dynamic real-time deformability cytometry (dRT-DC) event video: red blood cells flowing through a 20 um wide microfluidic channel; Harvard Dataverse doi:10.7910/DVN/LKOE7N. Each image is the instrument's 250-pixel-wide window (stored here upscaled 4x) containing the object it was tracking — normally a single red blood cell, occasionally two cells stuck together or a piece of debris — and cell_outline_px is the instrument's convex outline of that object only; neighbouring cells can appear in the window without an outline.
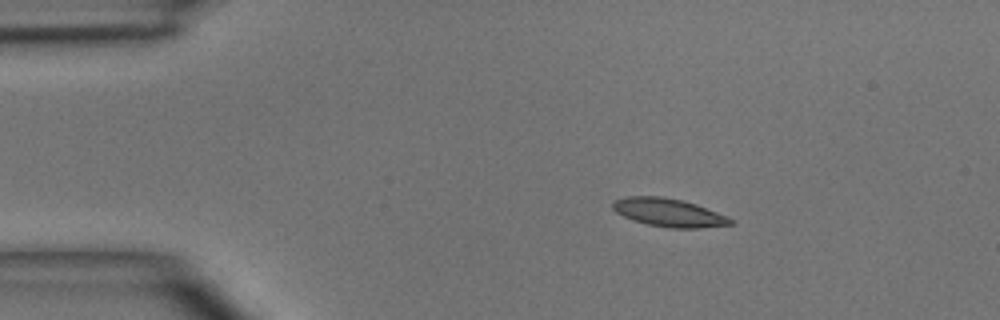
{"species": "common noctule bat (a hibernating species)", "species_latin": "Nyctalus noctula", "temperature_condition": "room temperature", "stored_images_in_passage": 3, "camera_frame_rate_fps": 3000, "um_per_image_px": 0.085, "animal": {"sex": "male", "body_mass_g": 15.6}, "frame": {"image": 1, "passage_image": 1, "time_ms": 0.0, "image_size_px": [1000, 320], "cell_outline_px": [[732, 224], [696, 228], [668, 228], [648, 224], [632, 220], [616, 212], [612, 208], [612, 204], [616, 200], [628, 196], [660, 196], [680, 200], [696, 204], [728, 216], [732, 220]], "centroid_in_image_um": [56.83, 18.07], "position_along_channel_um": 28.2, "area_um2": 19.13}}
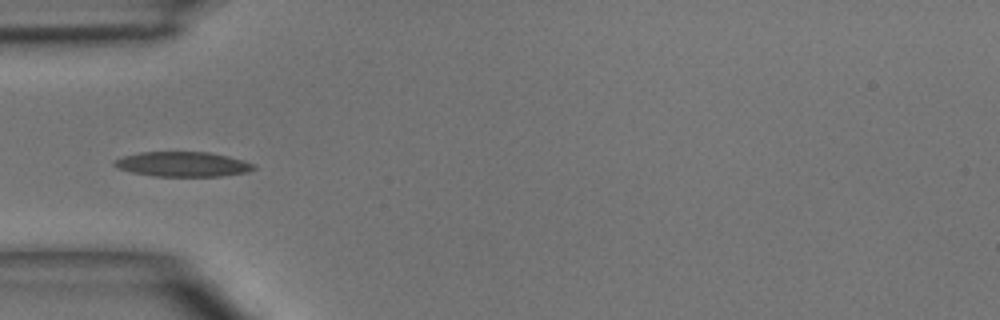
{"frame": {"image": 2, "passage_image": 3, "time_ms": 2.333, "image_size_px": [1000, 320], "cell_outline_px": [[256, 168], [248, 172], [220, 176], [152, 176], [132, 172], [116, 168], [112, 164], [112, 160], [124, 156], [140, 152], [208, 152], [228, 156], [244, 160], [256, 164]], "centroid_in_image_um": [15.52, 13.96], "position_along_channel_um": 69.5, "area_um2": 20.35}}